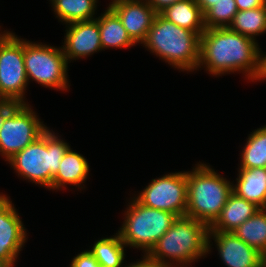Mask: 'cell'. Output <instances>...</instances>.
I'll use <instances>...</instances> for the list:
<instances>
[{"mask_svg":"<svg viewBox=\"0 0 266 267\" xmlns=\"http://www.w3.org/2000/svg\"><path fill=\"white\" fill-rule=\"evenodd\" d=\"M179 27L191 30L199 36L205 31L204 14L195 0H181L159 13Z\"/></svg>","mask_w":266,"mask_h":267,"instance_id":"obj_19","label":"cell"},{"mask_svg":"<svg viewBox=\"0 0 266 267\" xmlns=\"http://www.w3.org/2000/svg\"><path fill=\"white\" fill-rule=\"evenodd\" d=\"M263 51L258 41L225 28H210L200 36L197 70L212 77L242 73L245 80L259 82Z\"/></svg>","mask_w":266,"mask_h":267,"instance_id":"obj_1","label":"cell"},{"mask_svg":"<svg viewBox=\"0 0 266 267\" xmlns=\"http://www.w3.org/2000/svg\"><path fill=\"white\" fill-rule=\"evenodd\" d=\"M246 139L238 168H266V125L250 132Z\"/></svg>","mask_w":266,"mask_h":267,"instance_id":"obj_22","label":"cell"},{"mask_svg":"<svg viewBox=\"0 0 266 267\" xmlns=\"http://www.w3.org/2000/svg\"><path fill=\"white\" fill-rule=\"evenodd\" d=\"M92 245L89 246L91 248L89 251L102 267H124L126 265L125 248L127 247L117 231L112 236L96 240Z\"/></svg>","mask_w":266,"mask_h":267,"instance_id":"obj_21","label":"cell"},{"mask_svg":"<svg viewBox=\"0 0 266 267\" xmlns=\"http://www.w3.org/2000/svg\"><path fill=\"white\" fill-rule=\"evenodd\" d=\"M10 105L9 101L0 93V113Z\"/></svg>","mask_w":266,"mask_h":267,"instance_id":"obj_32","label":"cell"},{"mask_svg":"<svg viewBox=\"0 0 266 267\" xmlns=\"http://www.w3.org/2000/svg\"><path fill=\"white\" fill-rule=\"evenodd\" d=\"M260 207L255 203L231 193L220 215L210 226L209 231L233 232L237 227L252 217Z\"/></svg>","mask_w":266,"mask_h":267,"instance_id":"obj_16","label":"cell"},{"mask_svg":"<svg viewBox=\"0 0 266 267\" xmlns=\"http://www.w3.org/2000/svg\"><path fill=\"white\" fill-rule=\"evenodd\" d=\"M219 0H195L203 14H205L211 7L216 5Z\"/></svg>","mask_w":266,"mask_h":267,"instance_id":"obj_30","label":"cell"},{"mask_svg":"<svg viewBox=\"0 0 266 267\" xmlns=\"http://www.w3.org/2000/svg\"><path fill=\"white\" fill-rule=\"evenodd\" d=\"M90 169L87 158L70 147L62 157L57 173L53 176L52 191L68 189L67 185L85 190Z\"/></svg>","mask_w":266,"mask_h":267,"instance_id":"obj_15","label":"cell"},{"mask_svg":"<svg viewBox=\"0 0 266 267\" xmlns=\"http://www.w3.org/2000/svg\"><path fill=\"white\" fill-rule=\"evenodd\" d=\"M209 230L194 218L177 217L147 256L161 267H192L208 255Z\"/></svg>","mask_w":266,"mask_h":267,"instance_id":"obj_2","label":"cell"},{"mask_svg":"<svg viewBox=\"0 0 266 267\" xmlns=\"http://www.w3.org/2000/svg\"><path fill=\"white\" fill-rule=\"evenodd\" d=\"M147 3L154 9V11L159 14L166 7L175 4L181 0H146Z\"/></svg>","mask_w":266,"mask_h":267,"instance_id":"obj_28","label":"cell"},{"mask_svg":"<svg viewBox=\"0 0 266 267\" xmlns=\"http://www.w3.org/2000/svg\"><path fill=\"white\" fill-rule=\"evenodd\" d=\"M109 6L119 17L128 35L141 45L156 16L146 0H111Z\"/></svg>","mask_w":266,"mask_h":267,"instance_id":"obj_14","label":"cell"},{"mask_svg":"<svg viewBox=\"0 0 266 267\" xmlns=\"http://www.w3.org/2000/svg\"><path fill=\"white\" fill-rule=\"evenodd\" d=\"M233 233L266 257V208H260Z\"/></svg>","mask_w":266,"mask_h":267,"instance_id":"obj_23","label":"cell"},{"mask_svg":"<svg viewBox=\"0 0 266 267\" xmlns=\"http://www.w3.org/2000/svg\"><path fill=\"white\" fill-rule=\"evenodd\" d=\"M0 267H12L6 260L0 258Z\"/></svg>","mask_w":266,"mask_h":267,"instance_id":"obj_33","label":"cell"},{"mask_svg":"<svg viewBox=\"0 0 266 267\" xmlns=\"http://www.w3.org/2000/svg\"><path fill=\"white\" fill-rule=\"evenodd\" d=\"M237 169L232 192L260 208H266V168Z\"/></svg>","mask_w":266,"mask_h":267,"instance_id":"obj_17","label":"cell"},{"mask_svg":"<svg viewBox=\"0 0 266 267\" xmlns=\"http://www.w3.org/2000/svg\"><path fill=\"white\" fill-rule=\"evenodd\" d=\"M5 194L3 192H0V199L4 196Z\"/></svg>","mask_w":266,"mask_h":267,"instance_id":"obj_34","label":"cell"},{"mask_svg":"<svg viewBox=\"0 0 266 267\" xmlns=\"http://www.w3.org/2000/svg\"><path fill=\"white\" fill-rule=\"evenodd\" d=\"M55 132L48 128L34 142L7 161L20 180L52 190L53 176L59 169L62 157L71 147Z\"/></svg>","mask_w":266,"mask_h":267,"instance_id":"obj_5","label":"cell"},{"mask_svg":"<svg viewBox=\"0 0 266 267\" xmlns=\"http://www.w3.org/2000/svg\"><path fill=\"white\" fill-rule=\"evenodd\" d=\"M132 196L142 205L185 216L187 210V171L165 173L152 179Z\"/></svg>","mask_w":266,"mask_h":267,"instance_id":"obj_10","label":"cell"},{"mask_svg":"<svg viewBox=\"0 0 266 267\" xmlns=\"http://www.w3.org/2000/svg\"><path fill=\"white\" fill-rule=\"evenodd\" d=\"M105 9L96 17L103 51L109 48L129 49L136 46L116 13L109 6Z\"/></svg>","mask_w":266,"mask_h":267,"instance_id":"obj_18","label":"cell"},{"mask_svg":"<svg viewBox=\"0 0 266 267\" xmlns=\"http://www.w3.org/2000/svg\"><path fill=\"white\" fill-rule=\"evenodd\" d=\"M238 11L255 9L265 5V0H235Z\"/></svg>","mask_w":266,"mask_h":267,"instance_id":"obj_27","label":"cell"},{"mask_svg":"<svg viewBox=\"0 0 266 267\" xmlns=\"http://www.w3.org/2000/svg\"><path fill=\"white\" fill-rule=\"evenodd\" d=\"M0 30V93L10 104H29L24 65V39L13 31Z\"/></svg>","mask_w":266,"mask_h":267,"instance_id":"obj_9","label":"cell"},{"mask_svg":"<svg viewBox=\"0 0 266 267\" xmlns=\"http://www.w3.org/2000/svg\"><path fill=\"white\" fill-rule=\"evenodd\" d=\"M123 217L117 230L123 243L129 249H138L142 251L141 255H147L178 216L146 207L130 196Z\"/></svg>","mask_w":266,"mask_h":267,"instance_id":"obj_6","label":"cell"},{"mask_svg":"<svg viewBox=\"0 0 266 267\" xmlns=\"http://www.w3.org/2000/svg\"><path fill=\"white\" fill-rule=\"evenodd\" d=\"M10 196L0 199V258L15 267L29 234Z\"/></svg>","mask_w":266,"mask_h":267,"instance_id":"obj_11","label":"cell"},{"mask_svg":"<svg viewBox=\"0 0 266 267\" xmlns=\"http://www.w3.org/2000/svg\"><path fill=\"white\" fill-rule=\"evenodd\" d=\"M228 28L258 41L256 37L266 33V5L255 9L238 11Z\"/></svg>","mask_w":266,"mask_h":267,"instance_id":"obj_24","label":"cell"},{"mask_svg":"<svg viewBox=\"0 0 266 267\" xmlns=\"http://www.w3.org/2000/svg\"><path fill=\"white\" fill-rule=\"evenodd\" d=\"M234 180H228L209 163L198 162L187 171V210L185 216L209 227L220 215Z\"/></svg>","mask_w":266,"mask_h":267,"instance_id":"obj_4","label":"cell"},{"mask_svg":"<svg viewBox=\"0 0 266 267\" xmlns=\"http://www.w3.org/2000/svg\"><path fill=\"white\" fill-rule=\"evenodd\" d=\"M49 127L29 104H10L0 113V156L8 161Z\"/></svg>","mask_w":266,"mask_h":267,"instance_id":"obj_8","label":"cell"},{"mask_svg":"<svg viewBox=\"0 0 266 267\" xmlns=\"http://www.w3.org/2000/svg\"><path fill=\"white\" fill-rule=\"evenodd\" d=\"M213 246L226 267H265V257L233 232L209 231L208 254Z\"/></svg>","mask_w":266,"mask_h":267,"instance_id":"obj_12","label":"cell"},{"mask_svg":"<svg viewBox=\"0 0 266 267\" xmlns=\"http://www.w3.org/2000/svg\"><path fill=\"white\" fill-rule=\"evenodd\" d=\"M141 259H137L134 262H129L124 267H161L155 261H152L147 255H141Z\"/></svg>","mask_w":266,"mask_h":267,"instance_id":"obj_29","label":"cell"},{"mask_svg":"<svg viewBox=\"0 0 266 267\" xmlns=\"http://www.w3.org/2000/svg\"><path fill=\"white\" fill-rule=\"evenodd\" d=\"M141 46L179 72H197L200 36L156 14Z\"/></svg>","mask_w":266,"mask_h":267,"instance_id":"obj_3","label":"cell"},{"mask_svg":"<svg viewBox=\"0 0 266 267\" xmlns=\"http://www.w3.org/2000/svg\"><path fill=\"white\" fill-rule=\"evenodd\" d=\"M70 261L69 267H102L88 249L80 251Z\"/></svg>","mask_w":266,"mask_h":267,"instance_id":"obj_26","label":"cell"},{"mask_svg":"<svg viewBox=\"0 0 266 267\" xmlns=\"http://www.w3.org/2000/svg\"><path fill=\"white\" fill-rule=\"evenodd\" d=\"M24 65L28 83L68 92L70 90L67 59L62 46H51L24 38ZM69 88V89H68Z\"/></svg>","mask_w":266,"mask_h":267,"instance_id":"obj_7","label":"cell"},{"mask_svg":"<svg viewBox=\"0 0 266 267\" xmlns=\"http://www.w3.org/2000/svg\"><path fill=\"white\" fill-rule=\"evenodd\" d=\"M237 12L235 0H219L204 14L205 28L229 27Z\"/></svg>","mask_w":266,"mask_h":267,"instance_id":"obj_25","label":"cell"},{"mask_svg":"<svg viewBox=\"0 0 266 267\" xmlns=\"http://www.w3.org/2000/svg\"><path fill=\"white\" fill-rule=\"evenodd\" d=\"M55 18L63 25L96 19L99 0H49ZM96 14V15H95Z\"/></svg>","mask_w":266,"mask_h":267,"instance_id":"obj_20","label":"cell"},{"mask_svg":"<svg viewBox=\"0 0 266 267\" xmlns=\"http://www.w3.org/2000/svg\"><path fill=\"white\" fill-rule=\"evenodd\" d=\"M260 81H266V52H263L262 56V73L259 82Z\"/></svg>","mask_w":266,"mask_h":267,"instance_id":"obj_31","label":"cell"},{"mask_svg":"<svg viewBox=\"0 0 266 267\" xmlns=\"http://www.w3.org/2000/svg\"><path fill=\"white\" fill-rule=\"evenodd\" d=\"M65 28L62 50L68 64L103 50L97 19L69 23Z\"/></svg>","mask_w":266,"mask_h":267,"instance_id":"obj_13","label":"cell"}]
</instances>
